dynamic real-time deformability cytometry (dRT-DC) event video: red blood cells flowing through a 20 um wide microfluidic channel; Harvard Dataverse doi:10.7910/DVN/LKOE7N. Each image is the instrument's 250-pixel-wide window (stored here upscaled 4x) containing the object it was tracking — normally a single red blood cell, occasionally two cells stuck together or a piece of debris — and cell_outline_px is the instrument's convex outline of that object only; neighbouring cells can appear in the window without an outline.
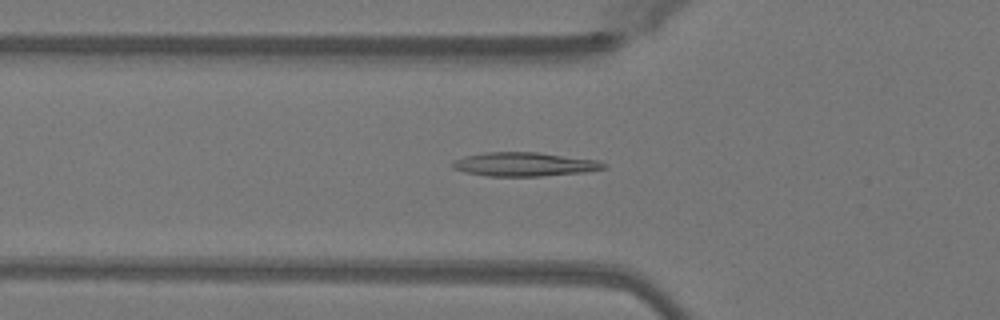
{"species": "Egyptian fruit bat (a non-hibernating species)", "species_latin": "Rousettus aegyptiacus", "temperature_condition": "warm", "stored_images_in_passage": 44, "camera_frame_rate_fps": 3000, "um_per_image_px": 0.085, "animal": {"sex": "female"}, "frame": {"image": 1, "passage_image": 11, "time_ms": 3.333, "image_size_px": [1000, 320], "cell_outline_px": [[608, 168], [584, 172], [540, 176], [488, 176], [464, 172], [452, 168], [448, 164], [452, 160], [464, 156], [484, 152], [536, 152], [600, 160], [608, 164]], "centroid_in_image_um": [44.56, 13.96], "position_along_channel_um": 81.2, "area_um2": 21.39}}
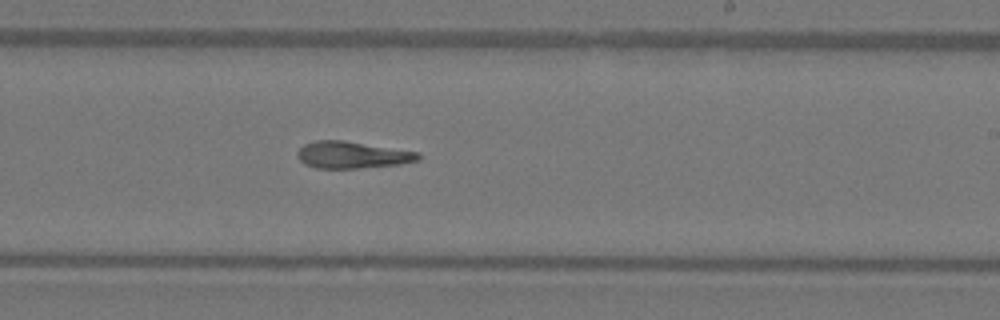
{"frame": {"image": 2, "passage_image": 24, "time_ms": 7.667, "image_size_px": [1000, 320], "cell_outline_px": [[420, 160], [396, 164], [356, 168], [316, 168], [304, 164], [300, 160], [296, 152], [304, 144], [316, 140], [344, 140], [420, 152]], "centroid_in_image_um": [29.92, 13.15], "position_along_channel_um": 259.1, "area_um2": 18.84}}
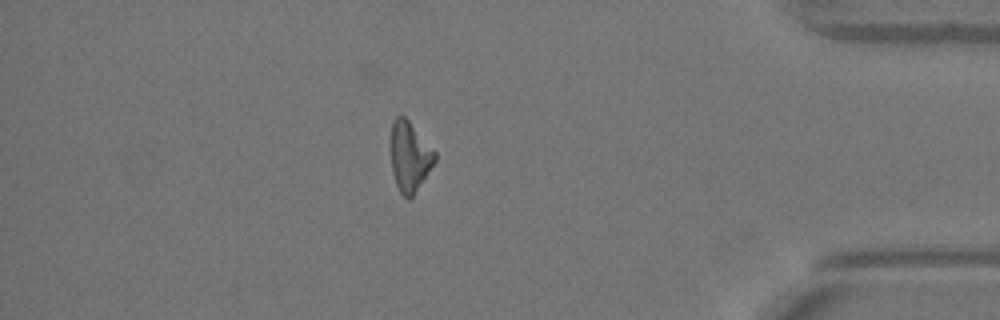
{"frame": {"image": 3, "passage_image": 37, "time_ms": 12.0, "image_size_px": [1000, 320], "cell_outline_px": [[436, 160], [412, 196], [408, 200], [400, 192], [396, 184], [392, 172], [392, 120], [396, 116], [404, 116], [408, 120], [436, 152]], "centroid_in_image_um": [34.82, 13.3], "position_along_channel_um": 400.4, "area_um2": 17.46}, "authors_computed_cell_mechanics": {"area_um2": 19.0162, "velocity_mm_per_s": 4.0799, "shape_relaxation_time_tau1_ms": 7.7525, "shape_relaxation_time_tau2_ms": 6.8167, "deformation_change_tau1": 0.2582, "deformation_change_tau2": 0.1697}}